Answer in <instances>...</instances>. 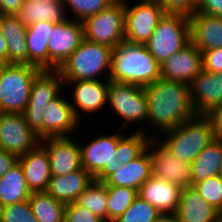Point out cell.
<instances>
[{"label": "cell", "mask_w": 222, "mask_h": 222, "mask_svg": "<svg viewBox=\"0 0 222 222\" xmlns=\"http://www.w3.org/2000/svg\"><path fill=\"white\" fill-rule=\"evenodd\" d=\"M143 88L148 103V120L161 132L197 116L188 84L159 78Z\"/></svg>", "instance_id": "6da1fadb"}, {"label": "cell", "mask_w": 222, "mask_h": 222, "mask_svg": "<svg viewBox=\"0 0 222 222\" xmlns=\"http://www.w3.org/2000/svg\"><path fill=\"white\" fill-rule=\"evenodd\" d=\"M108 80L146 86L161 78L160 64L145 44L126 39L112 50Z\"/></svg>", "instance_id": "7a4b0ae2"}, {"label": "cell", "mask_w": 222, "mask_h": 222, "mask_svg": "<svg viewBox=\"0 0 222 222\" xmlns=\"http://www.w3.org/2000/svg\"><path fill=\"white\" fill-rule=\"evenodd\" d=\"M164 132L167 138L162 145L178 160L188 164L216 138L211 122L205 115H197Z\"/></svg>", "instance_id": "3957f363"}, {"label": "cell", "mask_w": 222, "mask_h": 222, "mask_svg": "<svg viewBox=\"0 0 222 222\" xmlns=\"http://www.w3.org/2000/svg\"><path fill=\"white\" fill-rule=\"evenodd\" d=\"M112 48L82 39L79 47L58 69L65 81L97 80L99 73L111 69Z\"/></svg>", "instance_id": "277c9868"}, {"label": "cell", "mask_w": 222, "mask_h": 222, "mask_svg": "<svg viewBox=\"0 0 222 222\" xmlns=\"http://www.w3.org/2000/svg\"><path fill=\"white\" fill-rule=\"evenodd\" d=\"M40 71L33 65L9 63L0 76V112H24L33 79Z\"/></svg>", "instance_id": "5b68a950"}, {"label": "cell", "mask_w": 222, "mask_h": 222, "mask_svg": "<svg viewBox=\"0 0 222 222\" xmlns=\"http://www.w3.org/2000/svg\"><path fill=\"white\" fill-rule=\"evenodd\" d=\"M190 42L189 18L164 14L145 44L147 50L161 64Z\"/></svg>", "instance_id": "8992f818"}, {"label": "cell", "mask_w": 222, "mask_h": 222, "mask_svg": "<svg viewBox=\"0 0 222 222\" xmlns=\"http://www.w3.org/2000/svg\"><path fill=\"white\" fill-rule=\"evenodd\" d=\"M82 23L85 39L116 48L125 39L124 1L116 0Z\"/></svg>", "instance_id": "52a82bcc"}, {"label": "cell", "mask_w": 222, "mask_h": 222, "mask_svg": "<svg viewBox=\"0 0 222 222\" xmlns=\"http://www.w3.org/2000/svg\"><path fill=\"white\" fill-rule=\"evenodd\" d=\"M63 81L58 70H41L33 79L27 108L22 113L29 127L43 139V113L46 104L56 98Z\"/></svg>", "instance_id": "ba28073f"}, {"label": "cell", "mask_w": 222, "mask_h": 222, "mask_svg": "<svg viewBox=\"0 0 222 222\" xmlns=\"http://www.w3.org/2000/svg\"><path fill=\"white\" fill-rule=\"evenodd\" d=\"M123 135H100L86 146H80L82 167L94 180L104 182L122 165L116 159L118 140Z\"/></svg>", "instance_id": "9c48e42d"}, {"label": "cell", "mask_w": 222, "mask_h": 222, "mask_svg": "<svg viewBox=\"0 0 222 222\" xmlns=\"http://www.w3.org/2000/svg\"><path fill=\"white\" fill-rule=\"evenodd\" d=\"M107 103L124 118L123 129L127 128V122L148 119L147 97L142 86L108 80Z\"/></svg>", "instance_id": "30bf717a"}, {"label": "cell", "mask_w": 222, "mask_h": 222, "mask_svg": "<svg viewBox=\"0 0 222 222\" xmlns=\"http://www.w3.org/2000/svg\"><path fill=\"white\" fill-rule=\"evenodd\" d=\"M124 3L125 39L138 44H146L159 20L164 16L158 0H140L133 7Z\"/></svg>", "instance_id": "8fae6325"}, {"label": "cell", "mask_w": 222, "mask_h": 222, "mask_svg": "<svg viewBox=\"0 0 222 222\" xmlns=\"http://www.w3.org/2000/svg\"><path fill=\"white\" fill-rule=\"evenodd\" d=\"M40 140L23 114L0 112V149L20 157L34 150Z\"/></svg>", "instance_id": "7c38bea8"}, {"label": "cell", "mask_w": 222, "mask_h": 222, "mask_svg": "<svg viewBox=\"0 0 222 222\" xmlns=\"http://www.w3.org/2000/svg\"><path fill=\"white\" fill-rule=\"evenodd\" d=\"M84 38L83 23L66 20L55 24L48 36V70H58Z\"/></svg>", "instance_id": "4fadbf2b"}, {"label": "cell", "mask_w": 222, "mask_h": 222, "mask_svg": "<svg viewBox=\"0 0 222 222\" xmlns=\"http://www.w3.org/2000/svg\"><path fill=\"white\" fill-rule=\"evenodd\" d=\"M156 143L158 144L157 139L153 136L146 144L151 159V176L169 181L181 189L191 186L190 164L178 160L162 143L156 150L149 151L151 144L153 146Z\"/></svg>", "instance_id": "5bb4252c"}, {"label": "cell", "mask_w": 222, "mask_h": 222, "mask_svg": "<svg viewBox=\"0 0 222 222\" xmlns=\"http://www.w3.org/2000/svg\"><path fill=\"white\" fill-rule=\"evenodd\" d=\"M40 145L47 151L52 176H64L82 168L81 149L69 136L47 137ZM45 143H47L45 145Z\"/></svg>", "instance_id": "9a60e30c"}, {"label": "cell", "mask_w": 222, "mask_h": 222, "mask_svg": "<svg viewBox=\"0 0 222 222\" xmlns=\"http://www.w3.org/2000/svg\"><path fill=\"white\" fill-rule=\"evenodd\" d=\"M202 70V53L190 41L160 64L161 78L190 84Z\"/></svg>", "instance_id": "2e32d148"}, {"label": "cell", "mask_w": 222, "mask_h": 222, "mask_svg": "<svg viewBox=\"0 0 222 222\" xmlns=\"http://www.w3.org/2000/svg\"><path fill=\"white\" fill-rule=\"evenodd\" d=\"M190 100L197 115H205L222 103V71L201 70L189 84Z\"/></svg>", "instance_id": "e0dca14e"}, {"label": "cell", "mask_w": 222, "mask_h": 222, "mask_svg": "<svg viewBox=\"0 0 222 222\" xmlns=\"http://www.w3.org/2000/svg\"><path fill=\"white\" fill-rule=\"evenodd\" d=\"M71 103L59 95L46 104L43 113V139L67 136L78 125Z\"/></svg>", "instance_id": "ac0fdd59"}, {"label": "cell", "mask_w": 222, "mask_h": 222, "mask_svg": "<svg viewBox=\"0 0 222 222\" xmlns=\"http://www.w3.org/2000/svg\"><path fill=\"white\" fill-rule=\"evenodd\" d=\"M181 188L169 181L151 176L137 194L154 206L161 214H175L179 205Z\"/></svg>", "instance_id": "d6986e66"}, {"label": "cell", "mask_w": 222, "mask_h": 222, "mask_svg": "<svg viewBox=\"0 0 222 222\" xmlns=\"http://www.w3.org/2000/svg\"><path fill=\"white\" fill-rule=\"evenodd\" d=\"M190 41L202 52L222 48V17L196 12L189 17Z\"/></svg>", "instance_id": "ffe728a7"}, {"label": "cell", "mask_w": 222, "mask_h": 222, "mask_svg": "<svg viewBox=\"0 0 222 222\" xmlns=\"http://www.w3.org/2000/svg\"><path fill=\"white\" fill-rule=\"evenodd\" d=\"M175 215L180 222H220L221 213L189 186L181 189Z\"/></svg>", "instance_id": "44dd1931"}, {"label": "cell", "mask_w": 222, "mask_h": 222, "mask_svg": "<svg viewBox=\"0 0 222 222\" xmlns=\"http://www.w3.org/2000/svg\"><path fill=\"white\" fill-rule=\"evenodd\" d=\"M18 161L30 191H47L52 176L47 151L39 144L34 150L18 157Z\"/></svg>", "instance_id": "7402d4cb"}, {"label": "cell", "mask_w": 222, "mask_h": 222, "mask_svg": "<svg viewBox=\"0 0 222 222\" xmlns=\"http://www.w3.org/2000/svg\"><path fill=\"white\" fill-rule=\"evenodd\" d=\"M0 30L7 45L9 63L28 64L27 27L17 15H0Z\"/></svg>", "instance_id": "603a6c76"}, {"label": "cell", "mask_w": 222, "mask_h": 222, "mask_svg": "<svg viewBox=\"0 0 222 222\" xmlns=\"http://www.w3.org/2000/svg\"><path fill=\"white\" fill-rule=\"evenodd\" d=\"M93 180L82 167L64 176H51L47 192L64 204L74 203Z\"/></svg>", "instance_id": "cb8c5ba5"}, {"label": "cell", "mask_w": 222, "mask_h": 222, "mask_svg": "<svg viewBox=\"0 0 222 222\" xmlns=\"http://www.w3.org/2000/svg\"><path fill=\"white\" fill-rule=\"evenodd\" d=\"M75 84L73 92L74 104H71L74 114L79 121V107L84 112H94L100 110L107 103V90L108 79L106 82L98 80H79V81H67V83ZM77 106V107H76Z\"/></svg>", "instance_id": "d4e9b609"}, {"label": "cell", "mask_w": 222, "mask_h": 222, "mask_svg": "<svg viewBox=\"0 0 222 222\" xmlns=\"http://www.w3.org/2000/svg\"><path fill=\"white\" fill-rule=\"evenodd\" d=\"M151 177V159L145 150L135 160L118 168L105 181L106 186L129 187L139 190L140 186Z\"/></svg>", "instance_id": "484cf974"}, {"label": "cell", "mask_w": 222, "mask_h": 222, "mask_svg": "<svg viewBox=\"0 0 222 222\" xmlns=\"http://www.w3.org/2000/svg\"><path fill=\"white\" fill-rule=\"evenodd\" d=\"M66 5L63 0H49V1H32L25 0L24 4L16 14L19 20L27 27L37 22H52L54 24H61L68 20L66 18ZM65 15V16H64Z\"/></svg>", "instance_id": "4316f807"}, {"label": "cell", "mask_w": 222, "mask_h": 222, "mask_svg": "<svg viewBox=\"0 0 222 222\" xmlns=\"http://www.w3.org/2000/svg\"><path fill=\"white\" fill-rule=\"evenodd\" d=\"M55 24L44 21L27 26L28 64L48 70V36Z\"/></svg>", "instance_id": "83f0119b"}, {"label": "cell", "mask_w": 222, "mask_h": 222, "mask_svg": "<svg viewBox=\"0 0 222 222\" xmlns=\"http://www.w3.org/2000/svg\"><path fill=\"white\" fill-rule=\"evenodd\" d=\"M222 164V138L216 137L192 161L191 186L219 174Z\"/></svg>", "instance_id": "f1b7e54d"}, {"label": "cell", "mask_w": 222, "mask_h": 222, "mask_svg": "<svg viewBox=\"0 0 222 222\" xmlns=\"http://www.w3.org/2000/svg\"><path fill=\"white\" fill-rule=\"evenodd\" d=\"M31 194L18 161L0 177V207L24 202Z\"/></svg>", "instance_id": "f546056e"}, {"label": "cell", "mask_w": 222, "mask_h": 222, "mask_svg": "<svg viewBox=\"0 0 222 222\" xmlns=\"http://www.w3.org/2000/svg\"><path fill=\"white\" fill-rule=\"evenodd\" d=\"M28 200L38 222H64L66 204L47 191L32 192Z\"/></svg>", "instance_id": "4dcf8cb0"}, {"label": "cell", "mask_w": 222, "mask_h": 222, "mask_svg": "<svg viewBox=\"0 0 222 222\" xmlns=\"http://www.w3.org/2000/svg\"><path fill=\"white\" fill-rule=\"evenodd\" d=\"M75 203L107 222V189L104 182L93 180Z\"/></svg>", "instance_id": "1f68e13d"}, {"label": "cell", "mask_w": 222, "mask_h": 222, "mask_svg": "<svg viewBox=\"0 0 222 222\" xmlns=\"http://www.w3.org/2000/svg\"><path fill=\"white\" fill-rule=\"evenodd\" d=\"M107 222H114L133 203L137 190L129 187L106 186Z\"/></svg>", "instance_id": "d6a6232c"}, {"label": "cell", "mask_w": 222, "mask_h": 222, "mask_svg": "<svg viewBox=\"0 0 222 222\" xmlns=\"http://www.w3.org/2000/svg\"><path fill=\"white\" fill-rule=\"evenodd\" d=\"M150 139L151 137L147 138L142 130H136V132L130 136H122L118 140L115 151L116 159L122 166L135 160L146 150V144Z\"/></svg>", "instance_id": "836d02e7"}, {"label": "cell", "mask_w": 222, "mask_h": 222, "mask_svg": "<svg viewBox=\"0 0 222 222\" xmlns=\"http://www.w3.org/2000/svg\"><path fill=\"white\" fill-rule=\"evenodd\" d=\"M161 213L138 195L126 211L114 222H155Z\"/></svg>", "instance_id": "e575fe53"}, {"label": "cell", "mask_w": 222, "mask_h": 222, "mask_svg": "<svg viewBox=\"0 0 222 222\" xmlns=\"http://www.w3.org/2000/svg\"><path fill=\"white\" fill-rule=\"evenodd\" d=\"M199 195L222 214V179L219 175L196 182Z\"/></svg>", "instance_id": "d590c367"}, {"label": "cell", "mask_w": 222, "mask_h": 222, "mask_svg": "<svg viewBox=\"0 0 222 222\" xmlns=\"http://www.w3.org/2000/svg\"><path fill=\"white\" fill-rule=\"evenodd\" d=\"M116 0H63V3L71 7L76 18L80 22L94 16L103 9L109 7Z\"/></svg>", "instance_id": "8d00e7d4"}, {"label": "cell", "mask_w": 222, "mask_h": 222, "mask_svg": "<svg viewBox=\"0 0 222 222\" xmlns=\"http://www.w3.org/2000/svg\"><path fill=\"white\" fill-rule=\"evenodd\" d=\"M1 222H38L29 200L0 207Z\"/></svg>", "instance_id": "74e56055"}, {"label": "cell", "mask_w": 222, "mask_h": 222, "mask_svg": "<svg viewBox=\"0 0 222 222\" xmlns=\"http://www.w3.org/2000/svg\"><path fill=\"white\" fill-rule=\"evenodd\" d=\"M164 14L190 17L197 12L198 0H158Z\"/></svg>", "instance_id": "f35d334b"}, {"label": "cell", "mask_w": 222, "mask_h": 222, "mask_svg": "<svg viewBox=\"0 0 222 222\" xmlns=\"http://www.w3.org/2000/svg\"><path fill=\"white\" fill-rule=\"evenodd\" d=\"M64 222H104L85 207L74 203L66 204Z\"/></svg>", "instance_id": "ab89813d"}, {"label": "cell", "mask_w": 222, "mask_h": 222, "mask_svg": "<svg viewBox=\"0 0 222 222\" xmlns=\"http://www.w3.org/2000/svg\"><path fill=\"white\" fill-rule=\"evenodd\" d=\"M202 69L212 73L222 71V48L202 52Z\"/></svg>", "instance_id": "60d3db41"}, {"label": "cell", "mask_w": 222, "mask_h": 222, "mask_svg": "<svg viewBox=\"0 0 222 222\" xmlns=\"http://www.w3.org/2000/svg\"><path fill=\"white\" fill-rule=\"evenodd\" d=\"M197 12L222 17V0H198Z\"/></svg>", "instance_id": "b9f144b4"}, {"label": "cell", "mask_w": 222, "mask_h": 222, "mask_svg": "<svg viewBox=\"0 0 222 222\" xmlns=\"http://www.w3.org/2000/svg\"><path fill=\"white\" fill-rule=\"evenodd\" d=\"M205 116L210 120L216 137L222 138V103L214 106Z\"/></svg>", "instance_id": "7bdbcfd3"}, {"label": "cell", "mask_w": 222, "mask_h": 222, "mask_svg": "<svg viewBox=\"0 0 222 222\" xmlns=\"http://www.w3.org/2000/svg\"><path fill=\"white\" fill-rule=\"evenodd\" d=\"M25 0H0V15H16Z\"/></svg>", "instance_id": "ee69618b"}, {"label": "cell", "mask_w": 222, "mask_h": 222, "mask_svg": "<svg viewBox=\"0 0 222 222\" xmlns=\"http://www.w3.org/2000/svg\"><path fill=\"white\" fill-rule=\"evenodd\" d=\"M18 162V157L12 152L0 149V177Z\"/></svg>", "instance_id": "f6af8a7d"}, {"label": "cell", "mask_w": 222, "mask_h": 222, "mask_svg": "<svg viewBox=\"0 0 222 222\" xmlns=\"http://www.w3.org/2000/svg\"><path fill=\"white\" fill-rule=\"evenodd\" d=\"M155 222H180L175 214H161Z\"/></svg>", "instance_id": "bcb514c9"}, {"label": "cell", "mask_w": 222, "mask_h": 222, "mask_svg": "<svg viewBox=\"0 0 222 222\" xmlns=\"http://www.w3.org/2000/svg\"><path fill=\"white\" fill-rule=\"evenodd\" d=\"M0 57L7 59V45L1 30H0Z\"/></svg>", "instance_id": "7dc6e473"}, {"label": "cell", "mask_w": 222, "mask_h": 222, "mask_svg": "<svg viewBox=\"0 0 222 222\" xmlns=\"http://www.w3.org/2000/svg\"><path fill=\"white\" fill-rule=\"evenodd\" d=\"M8 65H9L8 60L0 57V76Z\"/></svg>", "instance_id": "c3c4849f"}, {"label": "cell", "mask_w": 222, "mask_h": 222, "mask_svg": "<svg viewBox=\"0 0 222 222\" xmlns=\"http://www.w3.org/2000/svg\"><path fill=\"white\" fill-rule=\"evenodd\" d=\"M220 178L222 179V164H221V167H220V171H219V174Z\"/></svg>", "instance_id": "681fc988"}, {"label": "cell", "mask_w": 222, "mask_h": 222, "mask_svg": "<svg viewBox=\"0 0 222 222\" xmlns=\"http://www.w3.org/2000/svg\"><path fill=\"white\" fill-rule=\"evenodd\" d=\"M32 1L40 2V1H49V0H32Z\"/></svg>", "instance_id": "f907efd6"}]
</instances>
